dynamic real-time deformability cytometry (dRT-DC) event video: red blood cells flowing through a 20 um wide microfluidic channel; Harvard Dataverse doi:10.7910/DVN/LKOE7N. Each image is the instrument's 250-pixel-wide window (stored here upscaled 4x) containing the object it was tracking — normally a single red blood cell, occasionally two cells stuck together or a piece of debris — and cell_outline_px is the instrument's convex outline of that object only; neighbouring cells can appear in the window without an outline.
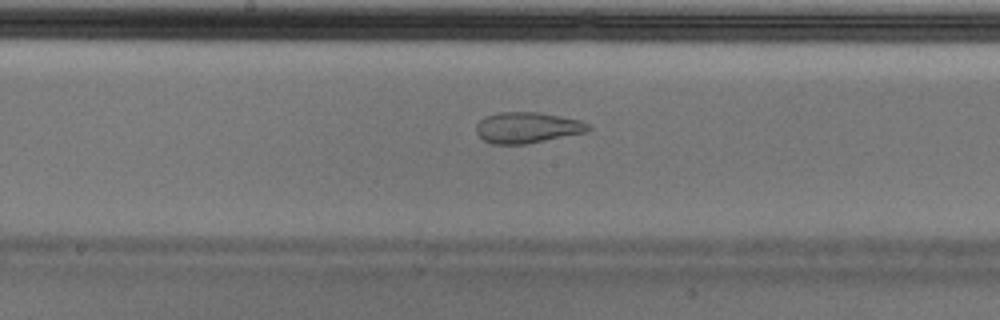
{"species": "Egyptian fruit bat (a non-hibernating species)", "species_latin": "Rousettus aegyptiacus", "temperature_condition": "cold", "stored_images_in_passage": 49, "camera_frame_rate_fps": 3000, "um_per_image_px": 0.085, "animal": {"sex": "male"}, "frame": {"image": 1, "passage_image": 22, "time_ms": 7.0, "image_size_px": [1000, 320], "cell_outline_px": [[592, 128], [588, 132], [524, 144], [492, 144], [484, 140], [476, 132], [476, 124], [484, 116], [500, 112], [540, 112], [580, 120], [588, 124]], "centroid_in_image_um": [44.82, 10.84], "position_along_channel_um": 203.4, "area_um2": 20.23}}
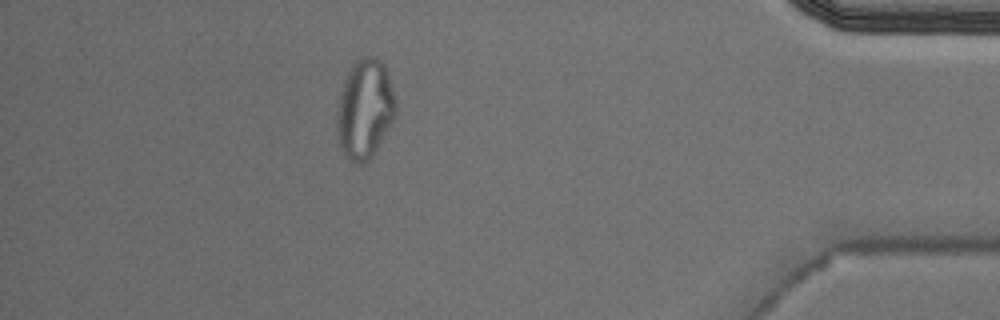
{"frame": {"image": 2, "passage_image": 42, "time_ms": 13.667, "image_size_px": [1000, 320], "cell_outline_px": [[396, 116], [376, 152], [364, 164], [356, 164], [348, 160], [340, 144], [336, 124], [336, 112], [344, 80], [352, 64], [356, 60], [364, 56], [376, 56], [384, 64], [388, 72], [396, 104]], "centroid_in_image_um": [31.02, 9.28], "position_along_channel_um": 404.2, "area_um2": 34.33}, "authors_computed_cell_mechanics": {"area_um2": 24.3916, "velocity_mm_per_s": 3.6913, "shape_relaxation_time_tau1_ms": null, "shape_relaxation_time_tau2_ms": 1.352, "deformation_change_tau1": null, "deformation_change_tau2": 0.065}}